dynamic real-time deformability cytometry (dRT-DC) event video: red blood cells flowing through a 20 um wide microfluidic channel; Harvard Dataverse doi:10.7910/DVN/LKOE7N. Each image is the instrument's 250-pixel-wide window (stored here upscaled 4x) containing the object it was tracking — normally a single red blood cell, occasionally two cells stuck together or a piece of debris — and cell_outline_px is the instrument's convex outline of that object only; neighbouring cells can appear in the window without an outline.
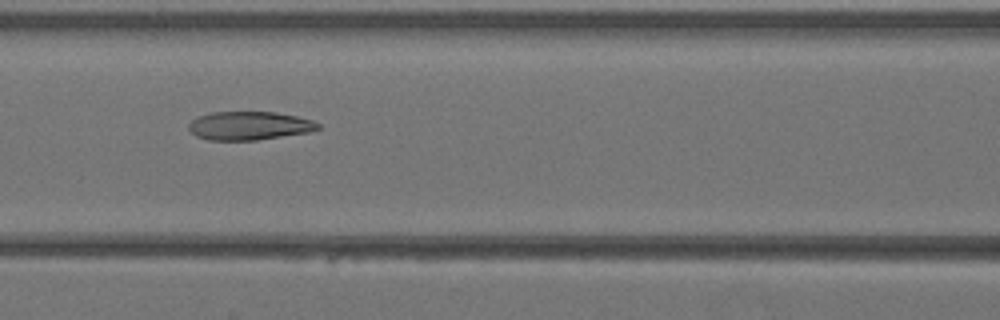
{"species": "Egyptian fruit bat (a non-hibernating species)", "species_latin": "Rousettus aegyptiacus", "temperature_condition": "warm", "stored_images_in_passage": 12, "camera_frame_rate_fps": 3000, "um_per_image_px": 0.085, "animal": {"sex": "female"}, "frame": {"image": 1, "passage_image": 6, "time_ms": 1.667, "image_size_px": [1000, 320], "cell_outline_px": [[320, 128], [308, 132], [256, 140], [208, 140], [196, 136], [188, 128], [188, 124], [196, 116], [212, 112], [276, 112], [296, 116], [312, 120], [320, 124]], "centroid_in_image_um": [21.16, 10.68], "position_along_channel_um": 145.4, "area_um2": 21.44}}
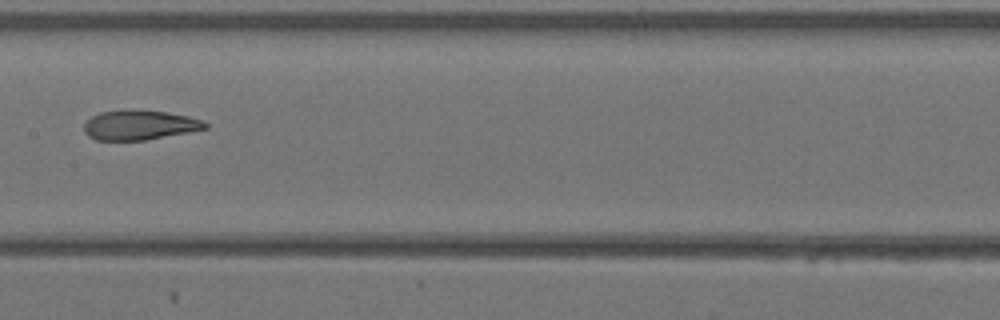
{"frame": {"image": 2, "passage_image": 9, "time_ms": 2.667, "image_size_px": [1000, 320], "cell_outline_px": [[208, 128], [188, 132], [144, 140], [96, 140], [88, 136], [84, 132], [84, 124], [92, 116], [100, 112], [124, 108], [132, 108], [168, 112], [188, 116], [204, 120], [208, 124]], "centroid_in_image_um": [11.85, 10.6], "position_along_channel_um": 195.5, "area_um2": 21.33}}